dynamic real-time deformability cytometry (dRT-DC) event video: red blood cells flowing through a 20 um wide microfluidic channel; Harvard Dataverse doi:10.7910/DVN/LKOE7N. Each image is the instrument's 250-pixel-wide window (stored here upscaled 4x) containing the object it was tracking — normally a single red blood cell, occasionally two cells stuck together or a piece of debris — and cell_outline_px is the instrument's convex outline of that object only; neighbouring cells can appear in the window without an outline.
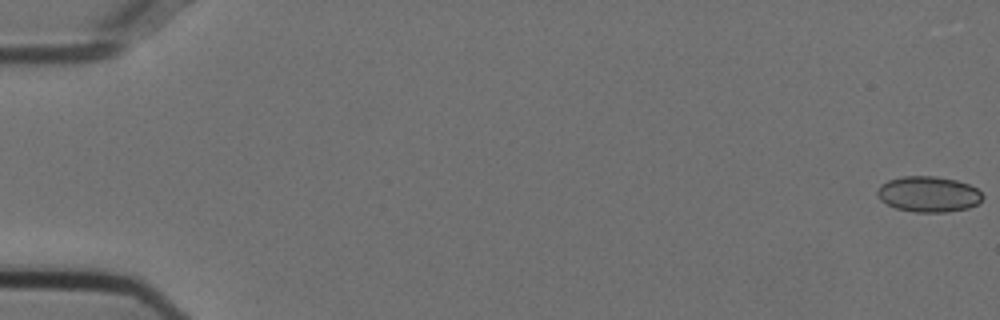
{"species": "Egyptian fruit bat (a non-hibernating species)", "species_latin": "Rousettus aegyptiacus", "temperature_condition": "cold", "stored_images_in_passage": 55, "camera_frame_rate_fps": 3000, "um_per_image_px": 0.085, "animal": {"sex": "female"}, "frame": {"image": 1, "passage_image": 1, "time_ms": 0.0, "image_size_px": [1000, 320], "cell_outline_px": [[984, 196], [976, 204], [968, 208], [948, 212], [912, 212], [896, 208], [880, 200], [876, 192], [880, 184], [888, 180], [900, 176], [936, 176], [956, 180], [968, 184], [976, 188]], "centroid_in_image_um": [78.89, 16.5], "position_along_channel_um": 6.1, "area_um2": 21.96}}
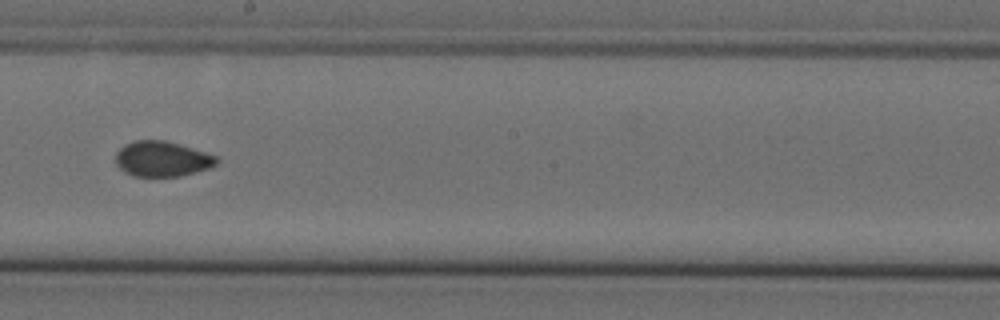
{"frame": {"image": 2, "passage_image": 32, "time_ms": 10.333, "image_size_px": [1000, 320], "cell_outline_px": [[220, 160], [216, 164], [208, 168], [196, 172], [180, 176], [132, 176], [124, 172], [116, 164], [116, 152], [124, 144], [132, 140], [164, 140], [180, 144], [216, 156]], "centroid_in_image_um": [13.75, 13.5], "position_along_channel_um": 234.4, "area_um2": 20.81}}
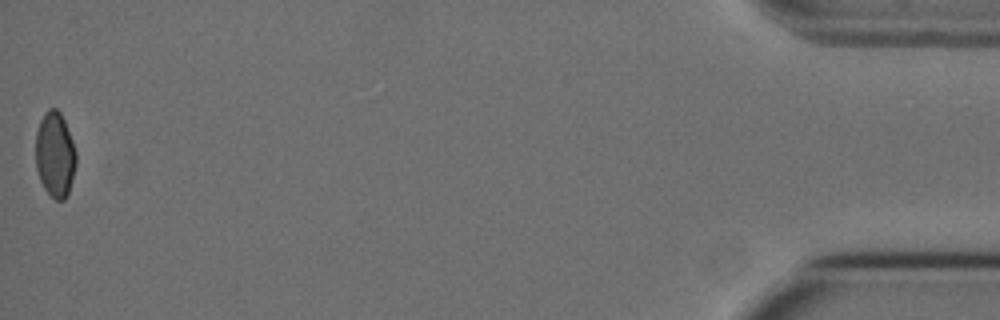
{"frame": {"image": 3, "passage_image": 55, "time_ms": 18.0, "image_size_px": [1000, 320], "cell_outline_px": [[76, 164], [72, 180], [68, 192], [64, 200], [56, 200], [44, 188], [40, 180], [36, 168], [36, 132], [40, 120], [44, 112], [48, 108], [56, 108], [60, 112], [64, 120], [72, 140], [76, 152]], "centroid_in_image_um": [4.67, 13.12], "position_along_channel_um": 430.5, "area_um2": 20.06}, "authors_computed_cell_mechanics": {"area_um2": 21.0392, "velocity_mm_per_s": 3.7454, "shape_relaxation_time_tau1_ms": null, "shape_relaxation_time_tau2_ms": 1.6957, "deformation_change_tau1": null, "deformation_change_tau2": 0.0401}}